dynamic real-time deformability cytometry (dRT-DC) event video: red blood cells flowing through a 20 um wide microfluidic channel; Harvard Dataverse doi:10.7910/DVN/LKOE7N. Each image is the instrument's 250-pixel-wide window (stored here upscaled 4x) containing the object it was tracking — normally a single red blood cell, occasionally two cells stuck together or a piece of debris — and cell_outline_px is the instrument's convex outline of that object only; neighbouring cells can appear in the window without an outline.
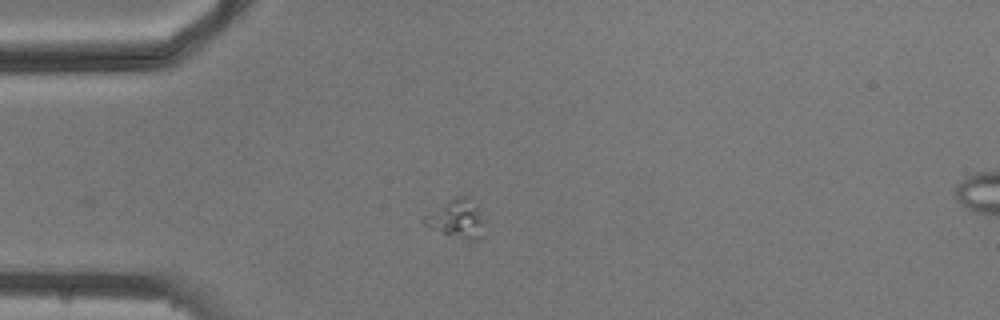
{"species": "common noctule bat (a hibernating species)", "species_latin": "Nyctalus noctula", "temperature_condition": "cold", "stored_images_in_passage": 2, "camera_frame_rate_fps": 3000, "um_per_image_px": 0.085, "animal": {"sex": "male", "body_mass_g": 20.5, "forearm_length_mm": 52.5}, "frame": {"image": 1, "passage_image": 1, "time_ms": 0.0, "image_size_px": [1000, 320], "cell_outline_px": [[484, 236], [480, 240], [472, 240], [444, 232], [432, 228], [424, 224], [420, 220], [424, 216], [448, 200], [456, 196], [472, 196], [484, 224]], "centroid_in_image_um": [38.86, 18.57], "position_along_channel_um": 46.1, "area_um2": 13.24}}